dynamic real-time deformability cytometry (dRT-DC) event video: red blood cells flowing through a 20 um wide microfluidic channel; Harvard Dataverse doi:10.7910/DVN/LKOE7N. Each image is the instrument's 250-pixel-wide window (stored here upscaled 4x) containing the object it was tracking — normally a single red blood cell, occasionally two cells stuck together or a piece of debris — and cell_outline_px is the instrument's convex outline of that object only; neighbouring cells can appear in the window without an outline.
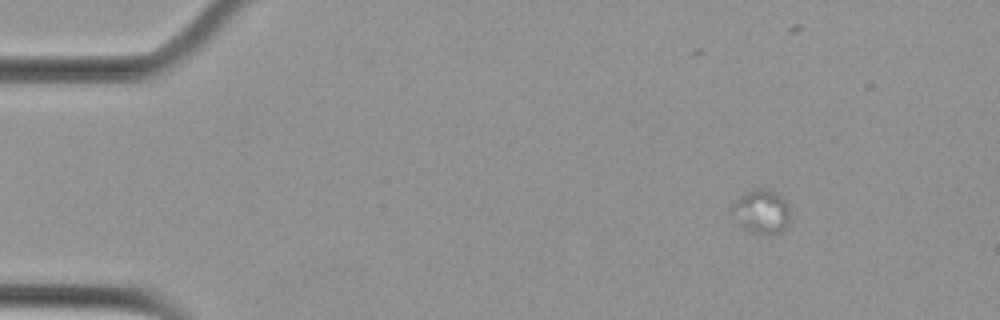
{"species": "Egyptian fruit bat (a non-hibernating species)", "species_latin": "Rousettus aegyptiacus", "temperature_condition": "cold", "stored_images_in_passage": 4, "camera_frame_rate_fps": 3000, "um_per_image_px": 0.085, "animal": {"sex": "female"}, "frame": {"image": 1, "passage_image": 1, "time_ms": 0.0, "image_size_px": [1000, 320], "cell_outline_px": [[788, 220], [784, 228], [768, 236], [752, 232], [744, 224], [732, 208], [732, 204], [740, 196], [756, 188], [760, 188], [776, 192], [788, 204]], "centroid_in_image_um": [64.78, 17.96], "position_along_channel_um": 20.2, "area_um2": 13.93}}